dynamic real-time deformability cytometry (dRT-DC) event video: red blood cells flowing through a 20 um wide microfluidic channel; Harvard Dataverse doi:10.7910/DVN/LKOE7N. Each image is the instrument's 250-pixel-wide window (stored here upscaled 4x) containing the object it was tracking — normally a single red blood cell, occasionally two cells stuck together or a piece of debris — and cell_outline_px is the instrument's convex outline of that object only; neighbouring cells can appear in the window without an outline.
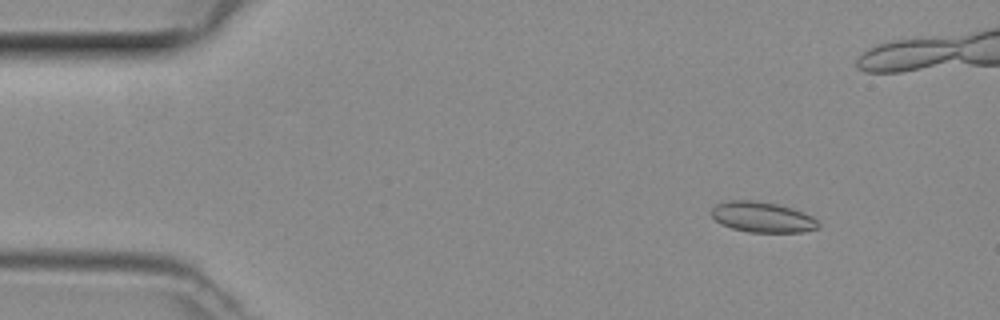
{"species": "common noctule bat (a hibernating species)", "species_latin": "Nyctalus noctula", "temperature_condition": "room temperature", "stored_images_in_passage": 19, "camera_frame_rate_fps": 3000, "um_per_image_px": 0.085, "animal": {"sex": "female", "body_mass_g": 29.2, "forearm_length_mm": 56.3}, "frame": {"image": 1, "passage_image": 6, "time_ms": 1.667, "image_size_px": [1000, 320], "cell_outline_px": [[820, 228], [804, 232], [748, 232], [732, 228], [720, 224], [712, 216], [712, 208], [716, 204], [728, 200], [752, 200], [776, 204], [792, 208], [804, 212], [812, 216], [820, 224]], "centroid_in_image_um": [64.82, 18.46], "position_along_channel_um": 20.2, "area_um2": 19.07}}
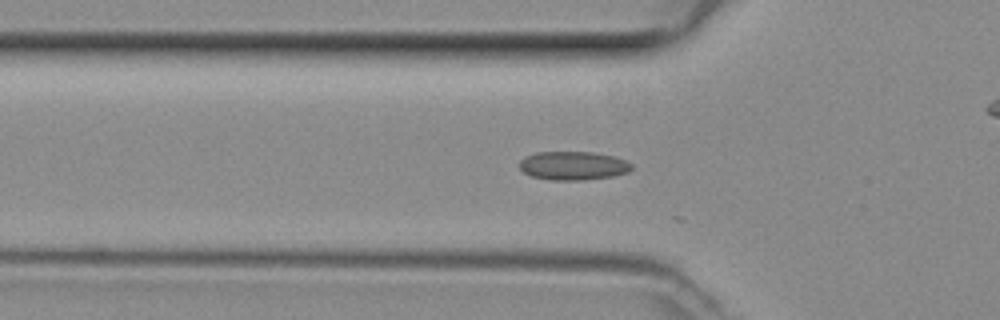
{"frame": {"image": 2, "passage_image": 16, "time_ms": 5.0, "image_size_px": [1000, 320], "cell_outline_px": [[632, 168], [628, 172], [612, 176], [580, 180], [548, 180], [532, 176], [524, 172], [520, 168], [520, 160], [524, 156], [536, 152], [592, 152], [616, 156], [632, 164]], "centroid_in_image_um": [48.71, 14.07], "position_along_channel_um": 77.1, "area_um2": 18.73}}